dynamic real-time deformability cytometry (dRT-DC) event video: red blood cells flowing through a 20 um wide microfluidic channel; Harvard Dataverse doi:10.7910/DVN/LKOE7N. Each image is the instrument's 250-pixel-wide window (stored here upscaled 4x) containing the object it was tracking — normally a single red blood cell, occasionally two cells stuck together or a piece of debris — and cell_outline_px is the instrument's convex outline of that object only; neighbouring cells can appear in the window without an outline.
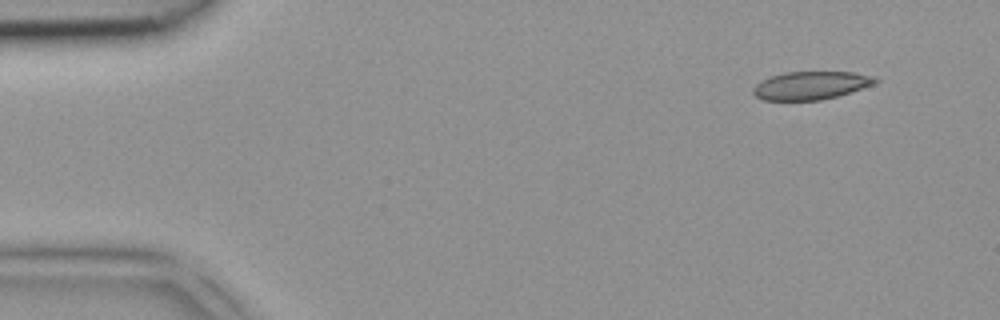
{"species": "common noctule bat (a hibernating species)", "species_latin": "Nyctalus noctula", "temperature_condition": "room temperature", "stored_images_in_passage": 3, "camera_frame_rate_fps": 3000, "um_per_image_px": 0.085, "animal": {"sex": "female", "body_mass_g": 18.4}, "frame": {"image": 1, "passage_image": 1, "time_ms": 0.0, "image_size_px": [1000, 320], "cell_outline_px": [[880, 80], [876, 84], [836, 96], [820, 100], [764, 100], [756, 96], [752, 92], [752, 88], [760, 80], [784, 72], [852, 72], [876, 76]], "centroid_in_image_um": [68.94, 7.25], "position_along_channel_um": 16.1, "area_um2": 20.06}}